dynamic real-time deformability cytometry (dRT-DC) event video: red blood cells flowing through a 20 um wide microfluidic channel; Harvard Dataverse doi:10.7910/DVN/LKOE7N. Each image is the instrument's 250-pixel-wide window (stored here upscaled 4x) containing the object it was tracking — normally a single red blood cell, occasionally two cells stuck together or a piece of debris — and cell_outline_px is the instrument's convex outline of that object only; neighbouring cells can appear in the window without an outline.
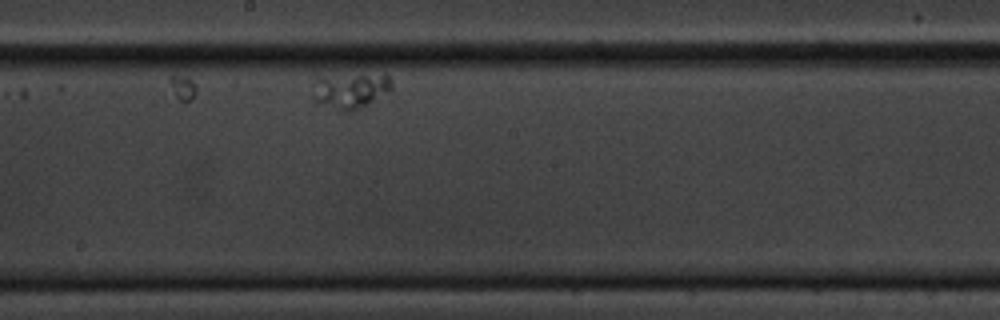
{"species": "common noctule bat (a hibernating species)", "species_latin": "Nyctalus noctula", "temperature_condition": "cold", "stored_images_in_passage": 11, "camera_frame_rate_fps": 3000, "um_per_image_px": 0.085, "animal": {"sex": "male", "body_mass_g": 20.1, "forearm_length_mm": 53.5}, "frame": {"image": 1, "passage_image": 7, "time_ms": 7.0, "image_size_px": [1000, 320], "cell_outline_px": [[392, 88], [388, 92], [356, 108], [340, 108], [316, 100], [312, 96], [316, 80], [320, 76], [388, 76], [392, 80]], "centroid_in_image_um": [29.79, 7.64], "position_along_channel_um": 218.4, "area_um2": 14.68}}
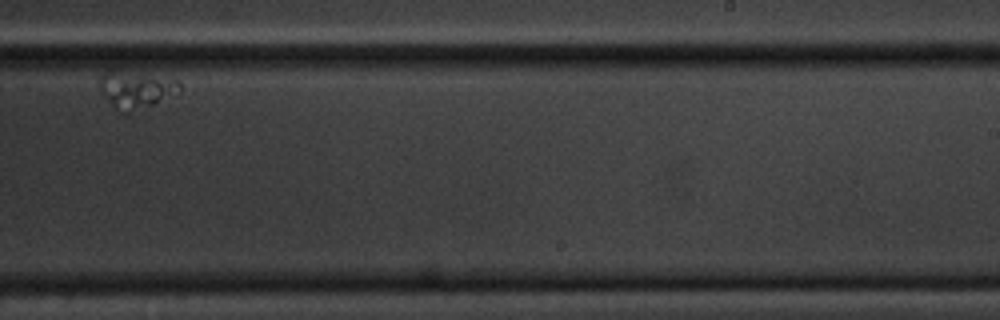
{"frame": {"image": 2, "passage_image": 9, "time_ms": 9.333, "image_size_px": [1000, 320], "cell_outline_px": [[180, 92], [176, 96], [120, 116], [108, 104], [96, 88], [96, 80], [108, 68], [112, 68], [180, 80]], "centroid_in_image_um": [11.44, 7.63], "position_along_channel_um": 277.6, "area_um2": 18.73}}
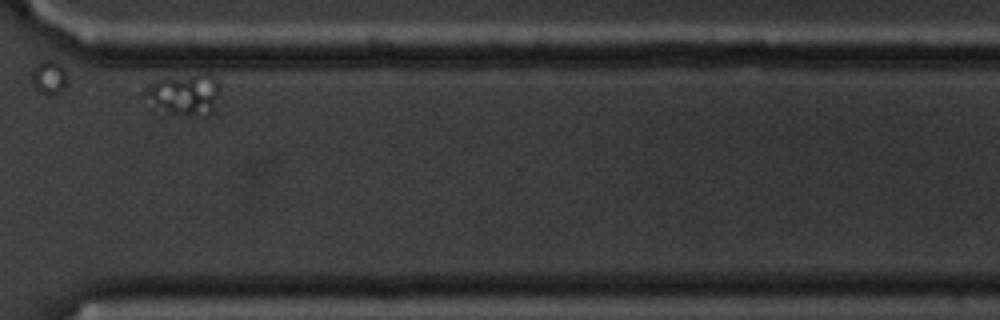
{"frame": {"image": 3, "passage_image": 11, "time_ms": 12.333, "image_size_px": [1000, 320], "cell_outline_px": [[220, 92], [212, 112], [204, 116], [164, 116], [140, 96], [140, 92], [152, 80], [160, 76], [192, 72], [208, 72], [216, 76], [220, 80]], "centroid_in_image_um": [15.58, 7.99], "position_along_channel_um": 355.0, "area_um2": 20.46}}